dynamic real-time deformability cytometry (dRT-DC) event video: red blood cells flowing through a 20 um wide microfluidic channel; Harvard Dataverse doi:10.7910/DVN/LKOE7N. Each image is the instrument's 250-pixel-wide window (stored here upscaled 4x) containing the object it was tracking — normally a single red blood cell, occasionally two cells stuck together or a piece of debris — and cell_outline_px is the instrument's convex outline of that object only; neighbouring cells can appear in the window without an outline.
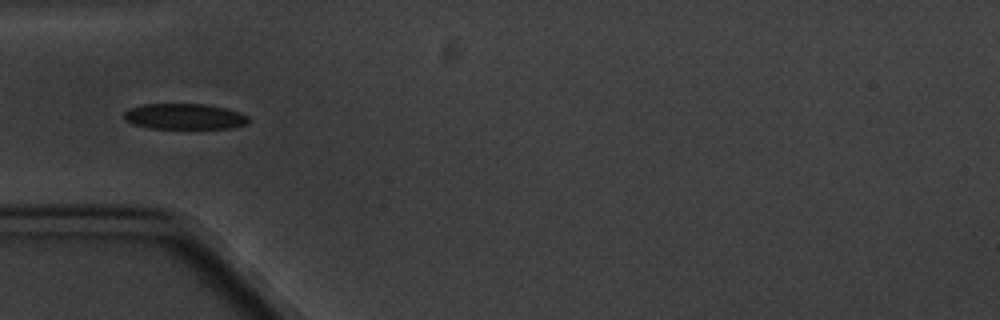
{"species": "common noctule bat (a hibernating species)", "species_latin": "Nyctalus noctula", "temperature_condition": "cold", "stored_images_in_passage": 12, "camera_frame_rate_fps": 3000, "um_per_image_px": 0.085, "animal": {"sex": "male", "body_mass_g": 20.1, "forearm_length_mm": 53.5}, "frame": {"image": 1, "passage_image": 6, "time_ms": 6.0, "image_size_px": [1000, 320], "cell_outline_px": [[248, 124], [232, 128], [148, 128], [132, 124], [124, 120], [124, 112], [128, 108], [140, 104], [204, 104], [228, 108], [248, 116]], "centroid_in_image_um": [15.65, 9.9], "position_along_channel_um": 69.4, "area_um2": 18.84}}